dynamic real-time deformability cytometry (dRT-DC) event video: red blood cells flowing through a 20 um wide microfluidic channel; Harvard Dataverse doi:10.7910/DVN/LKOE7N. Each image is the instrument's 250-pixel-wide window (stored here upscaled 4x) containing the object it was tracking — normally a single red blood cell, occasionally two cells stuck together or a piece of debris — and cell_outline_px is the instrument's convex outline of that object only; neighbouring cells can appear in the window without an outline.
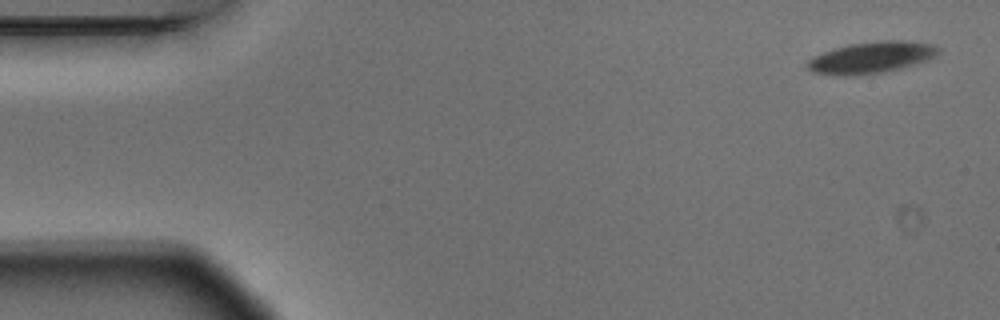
{"species": "Egyptian fruit bat (a non-hibernating species)", "species_latin": "Rousettus aegyptiacus", "temperature_condition": "warm", "stored_images_in_passage": 4, "camera_frame_rate_fps": 3000, "um_per_image_px": 0.085, "animal": {"sex": "male"}, "frame": {"image": 1, "passage_image": 1, "time_ms": 0.0, "image_size_px": [1000, 320], "cell_outline_px": [[940, 52], [936, 56], [928, 60], [900, 68], [880, 72], [812, 72], [804, 64], [808, 60], [824, 52], [848, 44], [880, 40], [908, 40], [932, 44], [940, 48]], "centroid_in_image_um": [74.19, 4.81], "position_along_channel_um": 10.8, "area_um2": 22.95}}
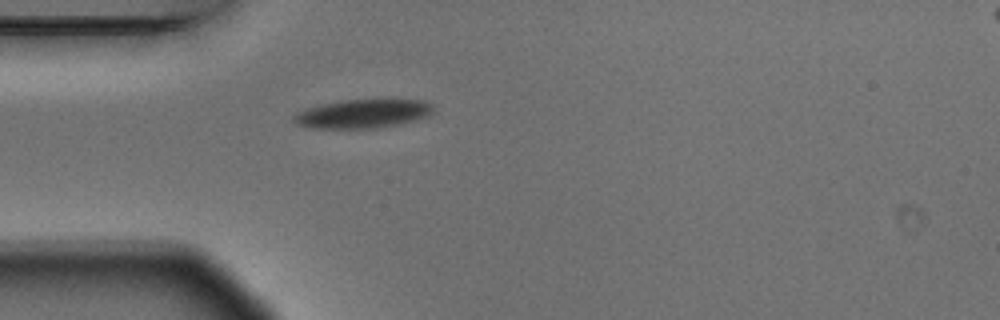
{"frame": {"image": 2, "passage_image": 4, "time_ms": 1.0, "image_size_px": [1000, 320], "cell_outline_px": [[432, 112], [428, 116], [416, 120], [400, 124], [376, 128], [312, 128], [296, 124], [292, 120], [292, 116], [308, 108], [324, 104], [344, 100], [384, 96], [424, 100], [432, 104]], "centroid_in_image_um": [30.94, 9.61], "position_along_channel_um": 54.1, "area_um2": 24.28}}